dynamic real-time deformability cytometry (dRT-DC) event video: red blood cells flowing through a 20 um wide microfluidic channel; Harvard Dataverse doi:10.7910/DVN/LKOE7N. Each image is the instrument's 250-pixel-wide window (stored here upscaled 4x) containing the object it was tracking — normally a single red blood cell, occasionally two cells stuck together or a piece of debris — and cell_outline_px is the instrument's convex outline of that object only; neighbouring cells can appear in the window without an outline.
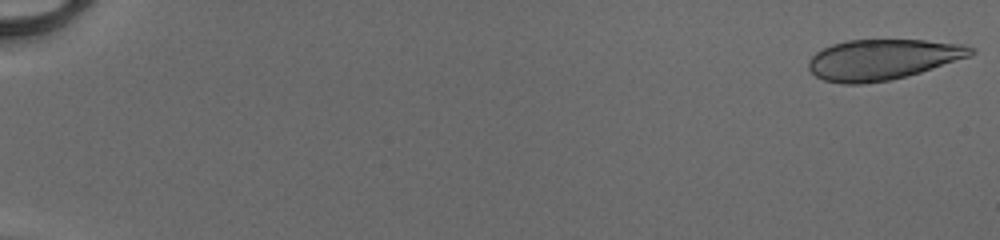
{"species": "human", "species_latin": "Homo sapiens", "temperature_condition": "cold", "stored_images_in_passage": 51, "camera_frame_rate_fps": 3000, "um_per_image_px": 0.085, "donor": {"sex": "male"}, "frame": {"image": 1, "passage_image": 1, "time_ms": 0.0, "image_size_px": [1000, 240], "cell_outline_px": [[976, 52], [972, 56], [908, 76], [888, 80], [860, 84], [840, 84], [824, 80], [816, 76], [808, 68], [808, 60], [816, 52], [832, 44], [848, 40], [924, 40], [964, 44], [976, 48]], "centroid_in_image_um": [75.05, 5.05], "position_along_channel_um": 10.0, "area_um2": 38.49}}
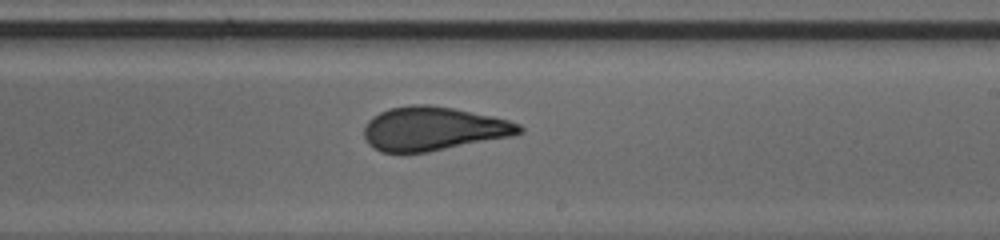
{"frame": {"image": 2, "passage_image": 33, "time_ms": 10.667, "image_size_px": [1000, 240], "cell_outline_px": [[524, 132], [512, 136], [428, 152], [380, 152], [372, 148], [368, 144], [364, 136], [364, 128], [368, 120], [372, 116], [388, 108], [412, 104], [428, 104], [452, 108], [492, 116], [508, 120], [520, 124], [524, 128]], "centroid_in_image_um": [36.81, 10.94], "position_along_channel_um": 252.2, "area_um2": 39.71}}
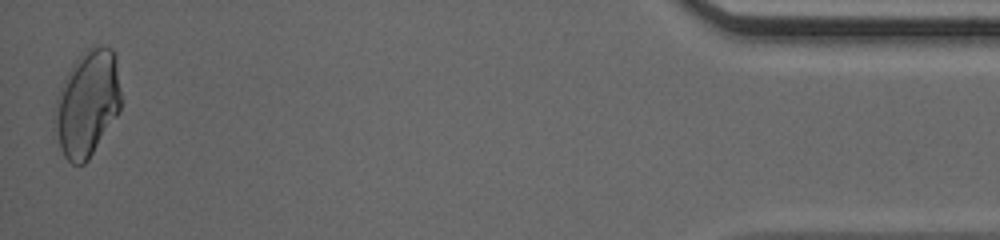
{"frame": {"image": 3, "passage_image": 51, "time_ms": 16.667, "image_size_px": [1000, 240], "cell_outline_px": [[124, 100], [120, 112], [88, 160], [84, 164], [72, 164], [64, 156], [60, 148], [56, 128], [56, 96], [72, 64], [84, 48], [104, 44], [112, 48], [116, 56]], "centroid_in_image_um": [7.49, 8.73], "position_along_channel_um": 427.7, "area_um2": 41.62}, "authors_computed_cell_mechanics": {"area_um2": 39.304, "velocity_mm_per_s": 4.1494, "shape_relaxation_time_tau1_ms": 7.1593, "shape_relaxation_time_tau2_ms": null, "deformation_change_tau1": 0.2087, "deformation_change_tau2": null}}